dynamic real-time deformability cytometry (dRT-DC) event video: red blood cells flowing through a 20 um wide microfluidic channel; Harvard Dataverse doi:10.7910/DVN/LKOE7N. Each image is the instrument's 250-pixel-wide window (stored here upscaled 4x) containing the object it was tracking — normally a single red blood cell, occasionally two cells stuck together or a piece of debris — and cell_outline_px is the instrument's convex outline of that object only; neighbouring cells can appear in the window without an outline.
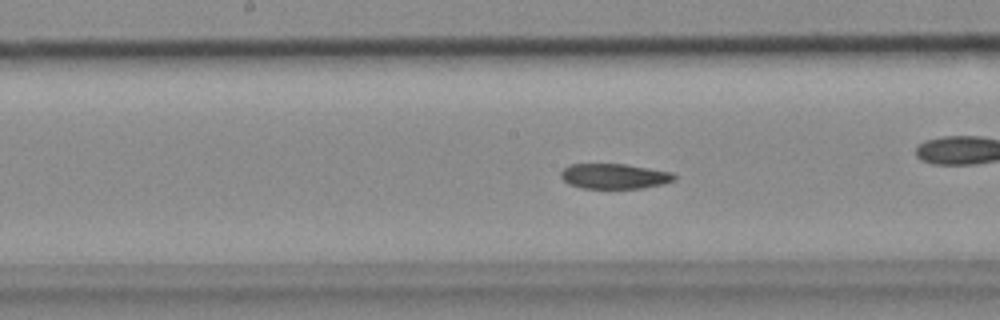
{"species": "common noctule bat (a hibernating species)", "species_latin": "Nyctalus noctula", "temperature_condition": "cold", "stored_images_in_passage": 49, "camera_frame_rate_fps": 3000, "um_per_image_px": 0.085, "animal": {"sex": "female", "body_mass_g": 18.4}, "frame": {"image": 1, "passage_image": 22, "time_ms": 7.0, "image_size_px": [1000, 320], "cell_outline_px": [[676, 180], [664, 184], [644, 188], [580, 188], [568, 184], [560, 176], [560, 172], [568, 164], [624, 164], [672, 172], [676, 176]], "centroid_in_image_um": [52.22, 14.98], "position_along_channel_um": 196.0, "area_um2": 16.76}}
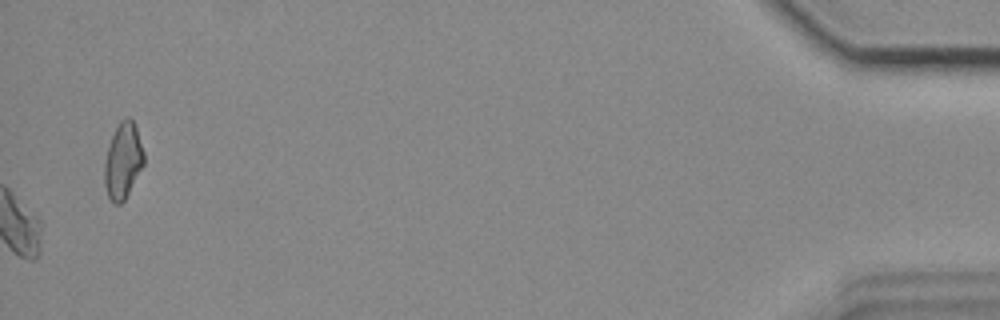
{"frame": {"image": 2, "passage_image": 49, "time_ms": 16.0, "image_size_px": [1000, 320], "cell_outline_px": [[144, 164], [124, 200], [120, 204], [116, 204], [108, 196], [104, 180], [104, 164], [108, 148], [112, 136], [120, 120], [124, 116], [128, 116], [132, 120], [136, 128], [144, 152]], "centroid_in_image_um": [10.46, 13.64], "position_along_channel_um": 424.7, "area_um2": 17.17}}